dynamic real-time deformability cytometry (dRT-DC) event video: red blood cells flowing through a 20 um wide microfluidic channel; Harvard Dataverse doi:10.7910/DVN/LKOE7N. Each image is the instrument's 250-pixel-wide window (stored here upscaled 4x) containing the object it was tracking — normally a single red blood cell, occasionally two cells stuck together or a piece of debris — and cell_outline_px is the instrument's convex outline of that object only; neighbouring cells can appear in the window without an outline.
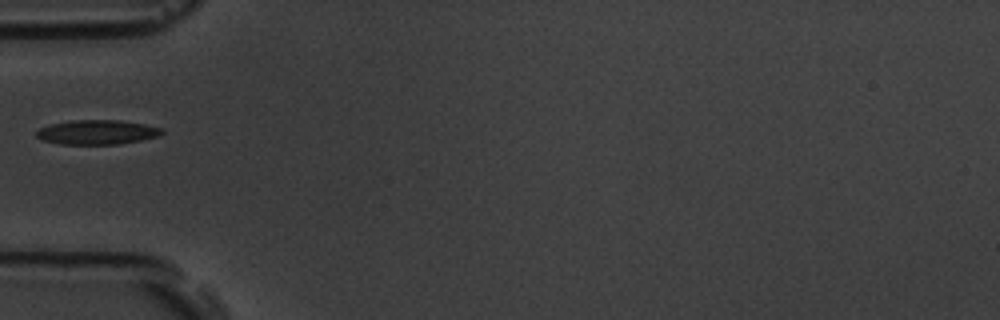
{"species": "common noctule bat (a hibernating species)", "species_latin": "Nyctalus noctula", "temperature_condition": "room temperature", "stored_images_in_passage": 31, "camera_frame_rate_fps": 3000, "um_per_image_px": 0.085, "animal": {"sex": "male", "body_mass_g": 19.5, "forearm_length_mm": 54.6}, "frame": {"image": 1, "passage_image": 1, "time_ms": 0.0, "image_size_px": [1000, 320], "cell_outline_px": [[164, 132], [160, 136], [120, 144], [60, 144], [40, 140], [36, 136], [36, 132], [40, 128], [48, 124], [72, 120], [120, 120], [144, 124], [164, 128]], "centroid_in_image_um": [8.25, 11.23], "position_along_channel_um": 76.7, "area_um2": 18.09}}
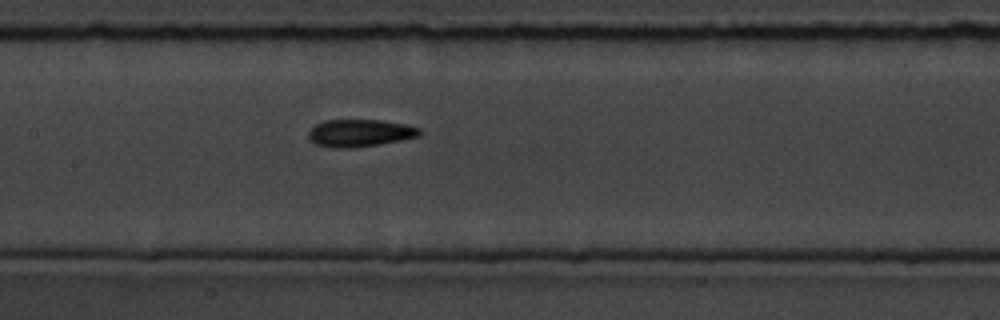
{"frame": {"image": 2, "passage_image": 9, "time_ms": 2.667, "image_size_px": [1000, 320], "cell_outline_px": [[424, 132], [420, 136], [380, 144], [352, 148], [332, 148], [316, 144], [308, 140], [308, 132], [316, 124], [324, 120], [380, 120], [408, 124], [420, 128]], "centroid_in_image_um": [30.61, 11.31], "position_along_channel_um": 176.8, "area_um2": 17.98}}
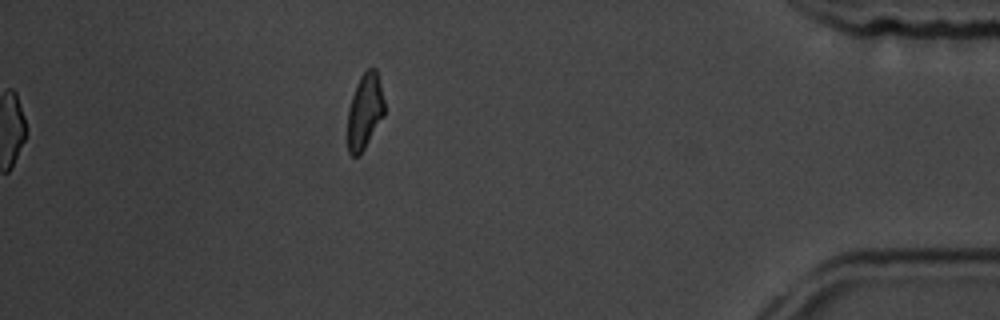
{"frame": {"image": 3, "passage_image": 31, "time_ms": 10.0, "image_size_px": [1000, 320], "cell_outline_px": [[384, 116], [360, 156], [352, 156], [348, 152], [348, 108], [356, 84], [360, 76], [368, 68], [376, 68], [384, 100]], "centroid_in_image_um": [31.0, 9.48], "position_along_channel_um": 404.2, "area_um2": 16.24}}